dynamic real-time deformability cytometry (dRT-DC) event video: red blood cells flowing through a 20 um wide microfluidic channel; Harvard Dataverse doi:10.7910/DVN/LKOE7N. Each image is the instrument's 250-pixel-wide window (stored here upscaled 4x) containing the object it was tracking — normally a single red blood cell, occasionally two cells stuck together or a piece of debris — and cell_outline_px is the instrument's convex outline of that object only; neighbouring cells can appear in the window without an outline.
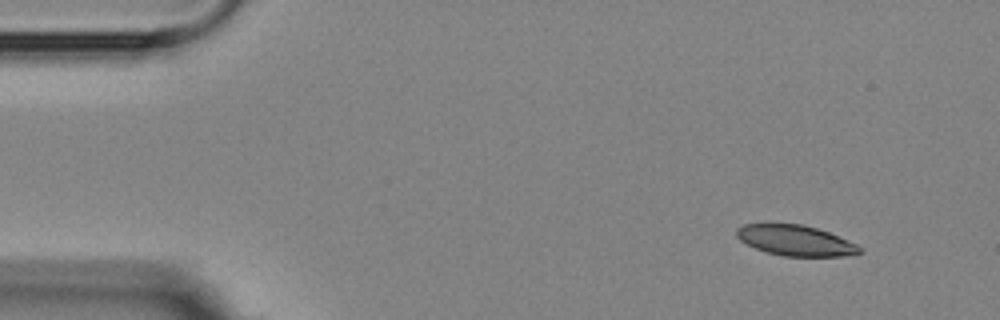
{"species": "Egyptian fruit bat (a non-hibernating species)", "species_latin": "Rousettus aegyptiacus", "temperature_condition": "room temperature", "stored_images_in_passage": 4, "camera_frame_rate_fps": 3000, "um_per_image_px": 0.085, "animal": {"sex": "female"}, "frame": {"image": 1, "passage_image": 1, "time_ms": 0.0, "image_size_px": [1000, 320], "cell_outline_px": [[864, 252], [856, 256], [784, 256], [768, 252], [756, 248], [740, 240], [736, 236], [736, 228], [744, 224], [800, 224], [816, 228], [828, 232], [856, 244]], "centroid_in_image_um": [67.65, 20.45], "position_along_channel_um": 17.4, "area_um2": 21.73}}